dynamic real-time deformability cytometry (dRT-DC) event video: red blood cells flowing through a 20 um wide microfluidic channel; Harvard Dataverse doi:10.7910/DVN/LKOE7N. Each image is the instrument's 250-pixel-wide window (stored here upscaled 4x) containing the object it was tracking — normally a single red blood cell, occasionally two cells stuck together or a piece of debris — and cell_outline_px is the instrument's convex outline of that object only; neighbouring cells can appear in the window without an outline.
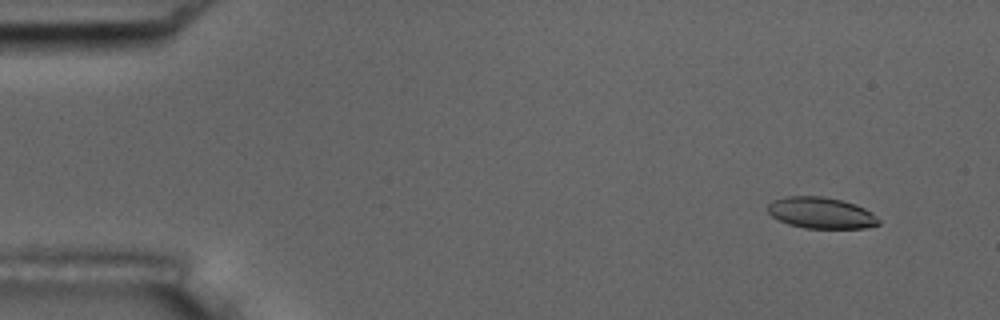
{"species": "common noctule bat (a hibernating species)", "species_latin": "Nyctalus noctula", "temperature_condition": "room temperature", "stored_images_in_passage": 6, "camera_frame_rate_fps": 3000, "um_per_image_px": 0.085, "animal": {"sex": "male", "body_mass_g": 17.5, "forearm_length_mm": 52.3}, "frame": {"image": 1, "passage_image": 1, "time_ms": 0.0, "image_size_px": [1000, 320], "cell_outline_px": [[880, 224], [864, 228], [804, 228], [788, 224], [772, 216], [768, 212], [768, 204], [772, 200], [788, 196], [824, 196], [856, 204], [872, 212], [880, 220]], "centroid_in_image_um": [69.8, 18.09], "position_along_channel_um": 15.2, "area_um2": 20.23}}
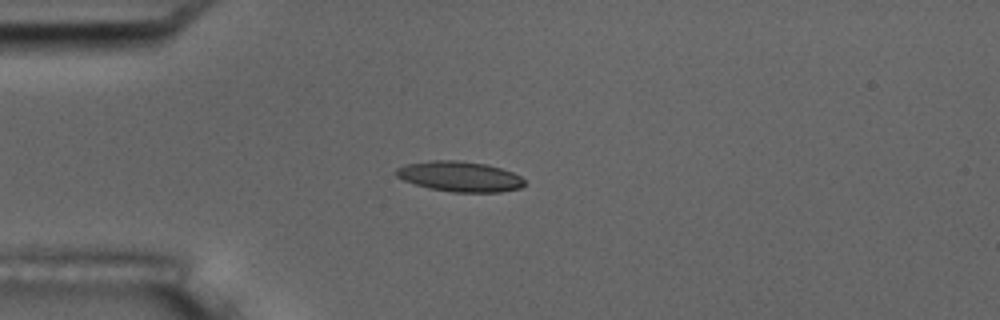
{"frame": {"image": 2, "passage_image": 4, "time_ms": 3.333, "image_size_px": [1000, 320], "cell_outline_px": [[524, 184], [520, 188], [500, 192], [452, 192], [428, 188], [404, 180], [396, 176], [396, 168], [404, 164], [432, 160], [456, 160], [484, 164], [500, 168], [512, 172], [520, 176], [524, 180]], "centroid_in_image_um": [39.05, 15.0], "position_along_channel_um": 45.9, "area_um2": 22.54}}
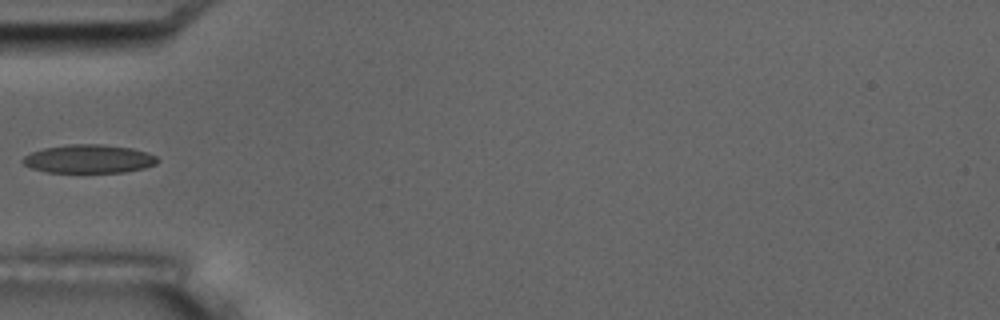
{"frame": {"image": 3, "passage_image": 5, "time_ms": 4.667, "image_size_px": [1000, 320], "cell_outline_px": [[160, 160], [156, 164], [144, 168], [124, 172], [48, 172], [32, 168], [24, 164], [20, 160], [24, 156], [32, 152], [44, 148], [68, 144], [104, 144], [132, 148], [148, 152], [156, 156]], "centroid_in_image_um": [7.58, 13.5], "position_along_channel_um": 77.4, "area_um2": 22.43}}